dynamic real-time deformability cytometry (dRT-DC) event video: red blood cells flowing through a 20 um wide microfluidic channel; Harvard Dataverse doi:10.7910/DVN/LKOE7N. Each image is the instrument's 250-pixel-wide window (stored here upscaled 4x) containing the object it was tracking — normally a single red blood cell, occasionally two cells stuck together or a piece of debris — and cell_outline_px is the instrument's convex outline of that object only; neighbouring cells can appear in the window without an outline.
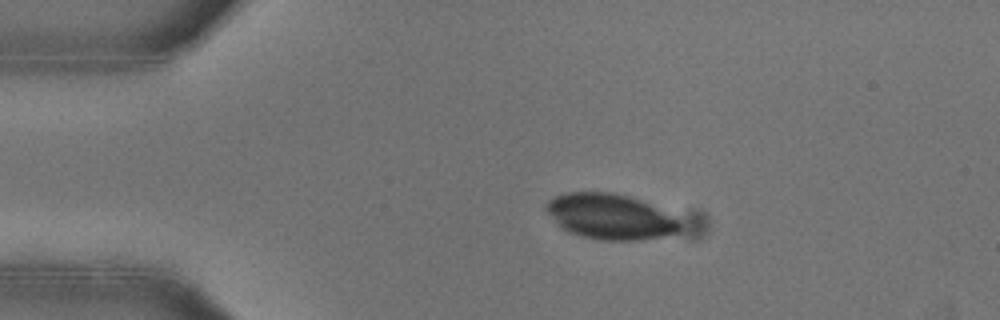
{"species": "common noctule bat (a hibernating species)", "species_latin": "Nyctalus noctula", "temperature_condition": "warm", "stored_images_in_passage": 45, "camera_frame_rate_fps": 3000, "um_per_image_px": 0.085, "animal": {"sex": "female"}, "frame": {"image": 1, "passage_image": 4, "time_ms": 1.0, "image_size_px": [1000, 320], "cell_outline_px": [[680, 228], [676, 232], [660, 236], [640, 240], [600, 240], [580, 236], [568, 232], [544, 208], [544, 204], [548, 200], [556, 196], [568, 192], [612, 192], [628, 196], [640, 200], [648, 204], [676, 220], [680, 224]], "centroid_in_image_um": [51.8, 18.4], "position_along_channel_um": 33.2, "area_um2": 34.56}}
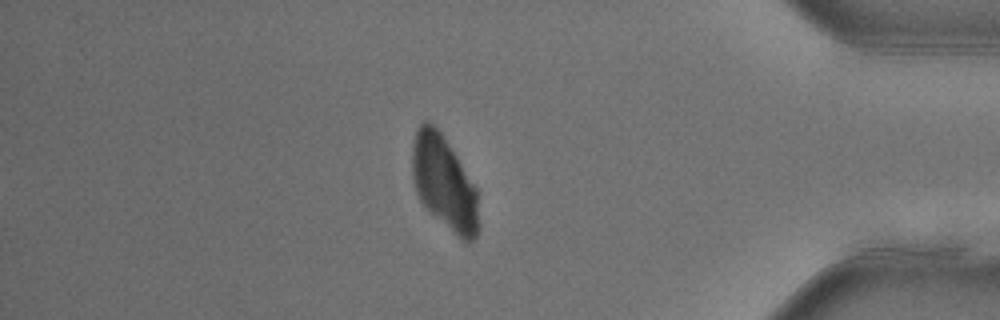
{"frame": {"image": 2, "passage_image": 38, "time_ms": 12.333, "image_size_px": [1000, 320], "cell_outline_px": [[480, 224], [476, 236], [472, 240], [464, 244], [428, 212], [420, 200], [416, 192], [412, 176], [412, 144], [416, 128], [424, 120], [428, 120], [444, 136], [476, 188]], "centroid_in_image_um": [37.74, 15.59], "position_along_channel_um": 397.5, "area_um2": 36.93}}
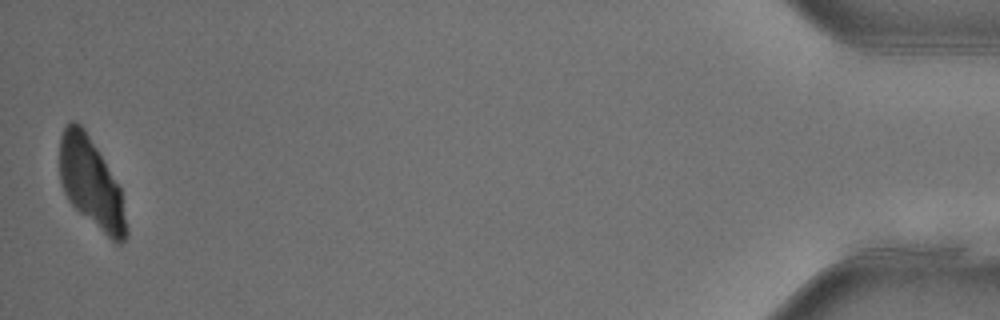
{"frame": {"image": 3, "passage_image": 45, "time_ms": 14.667, "image_size_px": [1000, 320], "cell_outline_px": [[128, 236], [120, 244], [116, 244], [80, 212], [68, 200], [64, 192], [60, 180], [60, 136], [64, 128], [72, 120], [80, 124], [84, 128], [120, 188], [128, 228]], "centroid_in_image_um": [7.75, 15.59], "position_along_channel_um": 427.5, "area_um2": 34.33}}